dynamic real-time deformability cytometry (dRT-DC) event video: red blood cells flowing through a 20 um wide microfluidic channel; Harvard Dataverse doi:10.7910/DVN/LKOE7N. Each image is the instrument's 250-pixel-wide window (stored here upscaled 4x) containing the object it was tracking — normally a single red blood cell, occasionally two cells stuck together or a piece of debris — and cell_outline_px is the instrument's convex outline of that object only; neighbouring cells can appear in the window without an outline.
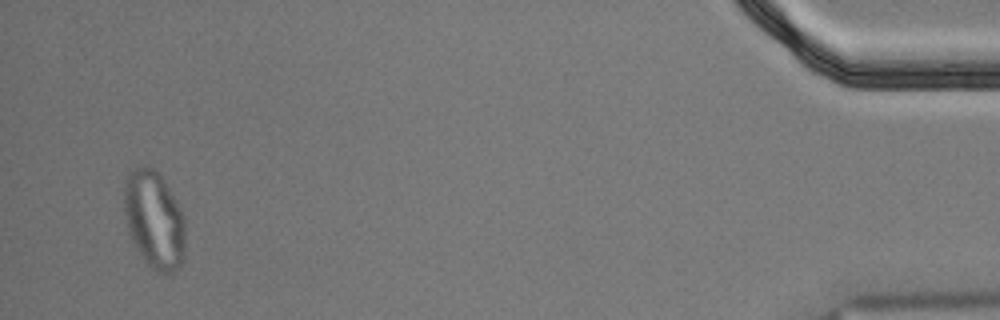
{"species": "Egyptian fruit bat (a non-hibernating species)", "species_latin": "Rousettus aegyptiacus", "temperature_condition": "cold", "stored_images_in_passage": 56, "segment_of_instrument_passage": [2, 2], "camera_frame_rate_fps": 3000, "um_per_image_px": 0.085, "animal": {"sex": "male"}, "frame": {"image": 1, "passage_image": 54, "time_ms": 17.667, "image_size_px": [1000, 320], "cell_outline_px": [[184, 256], [180, 264], [172, 272], [156, 272], [144, 260], [132, 240], [128, 228], [124, 212], [124, 188], [128, 176], [136, 168], [144, 164], [152, 168], [160, 176], [168, 188], [180, 208], [184, 216]], "centroid_in_image_um": [13.1, 18.68], "position_along_channel_um": 422.1, "area_um2": 34.16}}